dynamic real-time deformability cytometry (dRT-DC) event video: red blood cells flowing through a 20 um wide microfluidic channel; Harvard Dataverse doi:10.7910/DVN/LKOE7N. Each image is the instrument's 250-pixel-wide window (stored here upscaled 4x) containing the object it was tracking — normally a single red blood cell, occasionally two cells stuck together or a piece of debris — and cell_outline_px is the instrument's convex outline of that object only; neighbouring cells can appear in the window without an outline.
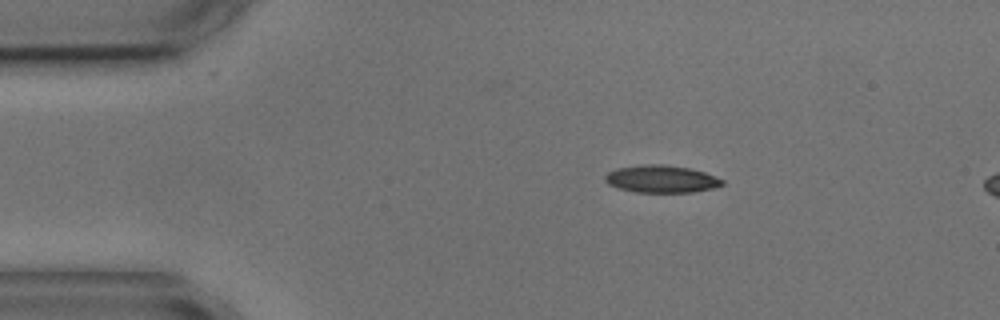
{"species": "common noctule bat (a hibernating species)", "species_latin": "Nyctalus noctula", "temperature_condition": "cold", "stored_images_in_passage": 3, "camera_frame_rate_fps": 3000, "um_per_image_px": 0.085, "animal": {"sex": "male", "body_mass_g": 17.9, "forearm_length_mm": 54.2}, "frame": {"image": 1, "passage_image": 1, "time_ms": 0.0, "image_size_px": [1000, 320], "cell_outline_px": [[724, 184], [712, 188], [692, 192], [636, 192], [620, 188], [608, 184], [604, 180], [604, 176], [608, 172], [616, 168], [648, 164], [664, 164], [688, 168], [704, 172], [724, 180]], "centroid_in_image_um": [56.2, 15.21], "position_along_channel_um": 28.8, "area_um2": 18.55}}